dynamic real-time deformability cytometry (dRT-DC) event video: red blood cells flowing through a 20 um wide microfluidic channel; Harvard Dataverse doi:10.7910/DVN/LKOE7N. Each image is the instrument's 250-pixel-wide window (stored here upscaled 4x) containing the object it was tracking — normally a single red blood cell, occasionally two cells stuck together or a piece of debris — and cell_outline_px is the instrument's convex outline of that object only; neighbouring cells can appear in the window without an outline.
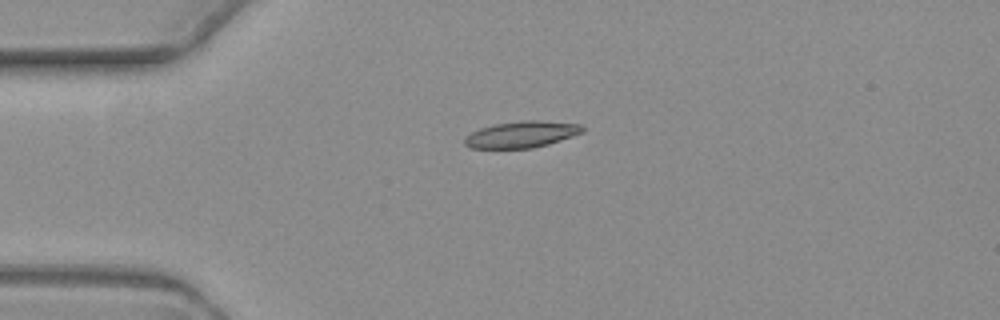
{"species": "common noctule bat (a hibernating species)", "species_latin": "Nyctalus noctula", "temperature_condition": "warm", "stored_images_in_passage": 3, "camera_frame_rate_fps": 3000, "um_per_image_px": 0.085, "animal": {"sex": "female", "body_mass_g": 19.3, "forearm_length_mm": 54.1}, "frame": {"image": 1, "passage_image": 1, "time_ms": 0.0, "image_size_px": [1000, 320], "cell_outline_px": [[584, 132], [548, 144], [532, 148], [472, 148], [464, 144], [464, 136], [480, 128], [496, 124], [520, 120], [540, 120], [580, 124], [584, 128]], "centroid_in_image_um": [44.33, 11.42], "position_along_channel_um": 40.7, "area_um2": 18.15}}
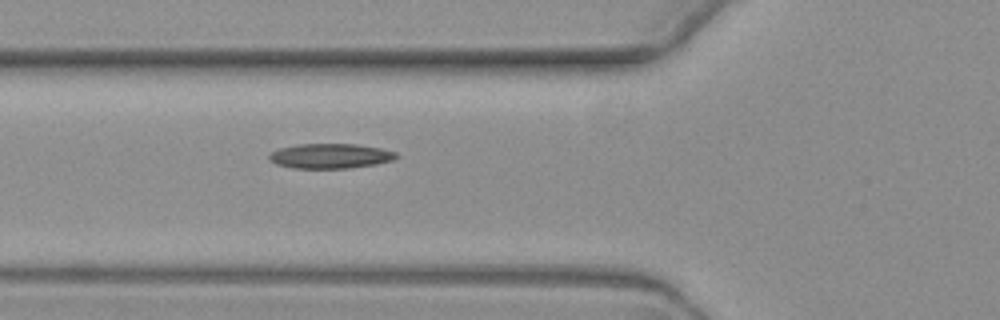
{"frame": {"image": 2, "passage_image": 3, "time_ms": 2.333, "image_size_px": [1000, 320], "cell_outline_px": [[400, 156], [392, 160], [376, 164], [348, 168], [292, 168], [276, 164], [268, 160], [268, 156], [272, 152], [280, 148], [296, 144], [356, 144], [380, 148], [396, 152]], "centroid_in_image_um": [28.07, 13.26], "position_along_channel_um": 97.7, "area_um2": 18.44}}